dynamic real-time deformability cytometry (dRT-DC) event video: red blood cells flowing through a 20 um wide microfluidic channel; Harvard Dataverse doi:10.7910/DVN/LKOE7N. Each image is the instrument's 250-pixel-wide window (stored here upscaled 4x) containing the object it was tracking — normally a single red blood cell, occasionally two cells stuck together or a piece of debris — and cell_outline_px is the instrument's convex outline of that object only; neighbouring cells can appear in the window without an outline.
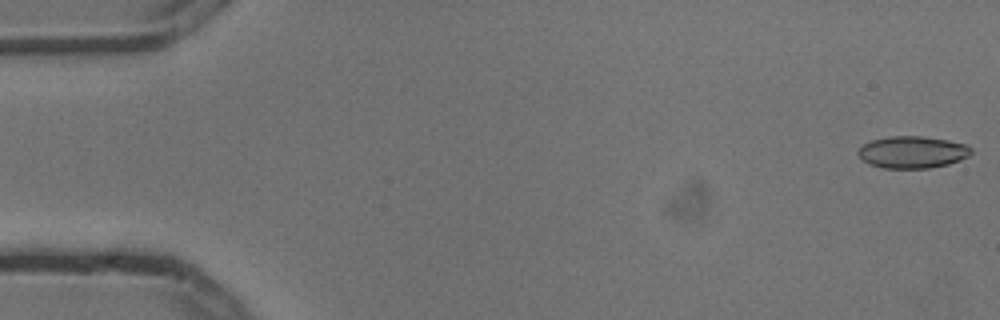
{"species": "common noctule bat (a hibernating species)", "species_latin": "Nyctalus noctula", "temperature_condition": "cold", "stored_images_in_passage": 5, "camera_frame_rate_fps": 3000, "um_per_image_px": 0.085, "animal": {"sex": "male", "body_mass_g": 13.3}, "frame": {"image": 1, "passage_image": 1, "time_ms": 0.0, "image_size_px": [1000, 320], "cell_outline_px": [[972, 152], [968, 156], [960, 160], [948, 164], [928, 168], [884, 168], [868, 164], [856, 152], [864, 144], [872, 140], [892, 136], [924, 136], [948, 140], [968, 144], [972, 148]], "centroid_in_image_um": [77.59, 12.93], "position_along_channel_um": 7.4, "area_um2": 21.1}}